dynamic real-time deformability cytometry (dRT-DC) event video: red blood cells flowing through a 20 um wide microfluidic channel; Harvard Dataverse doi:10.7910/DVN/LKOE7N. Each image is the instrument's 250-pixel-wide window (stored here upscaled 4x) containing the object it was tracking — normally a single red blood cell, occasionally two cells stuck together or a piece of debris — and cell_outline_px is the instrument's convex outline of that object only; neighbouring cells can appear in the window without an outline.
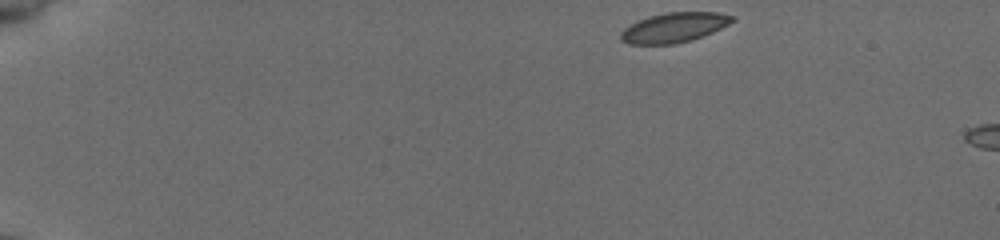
{"species": "common noctule bat (a hibernating species)", "species_latin": "Nyctalus noctula", "temperature_condition": "cold", "stored_images_in_passage": 6, "camera_frame_rate_fps": 3000, "um_per_image_px": 0.085, "animal": {"sex": "female", "body_mass_g": 19.5, "forearm_length_mm": 54.1}, "frame": {"image": 1, "passage_image": 1, "time_ms": 0.0, "image_size_px": [1000, 240], "cell_outline_px": [[736, 20], [712, 32], [692, 40], [676, 44], [628, 44], [620, 40], [620, 32], [624, 28], [648, 16], [664, 12], [720, 12], [732, 16]], "centroid_in_image_um": [57.28, 2.34], "position_along_channel_um": 27.7, "area_um2": 19.36}}